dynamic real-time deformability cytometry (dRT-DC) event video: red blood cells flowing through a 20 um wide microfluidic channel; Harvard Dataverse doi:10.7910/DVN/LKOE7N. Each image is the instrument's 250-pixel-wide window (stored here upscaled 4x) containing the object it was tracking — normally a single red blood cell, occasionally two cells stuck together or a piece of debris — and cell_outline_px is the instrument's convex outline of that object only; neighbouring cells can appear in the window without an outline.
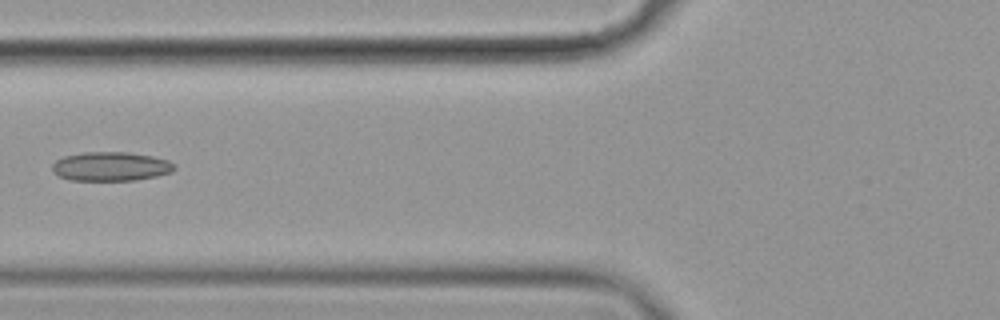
{"species": "common noctule bat (a hibernating species)", "species_latin": "Nyctalus noctula", "temperature_condition": "cold", "stored_images_in_passage": 9, "camera_frame_rate_fps": 3000, "um_per_image_px": 0.085, "animal": {"sex": "female", "body_mass_g": 19.9}, "frame": {"image": 1, "passage_image": 7, "time_ms": 2.0, "image_size_px": [1000, 320], "cell_outline_px": [[176, 168], [172, 172], [156, 176], [136, 180], [68, 180], [52, 172], [52, 164], [56, 160], [64, 156], [84, 152], [128, 152], [152, 156], [168, 160], [176, 164]], "centroid_in_image_um": [9.43, 14.14], "position_along_channel_um": 116.4, "area_um2": 20.81}}
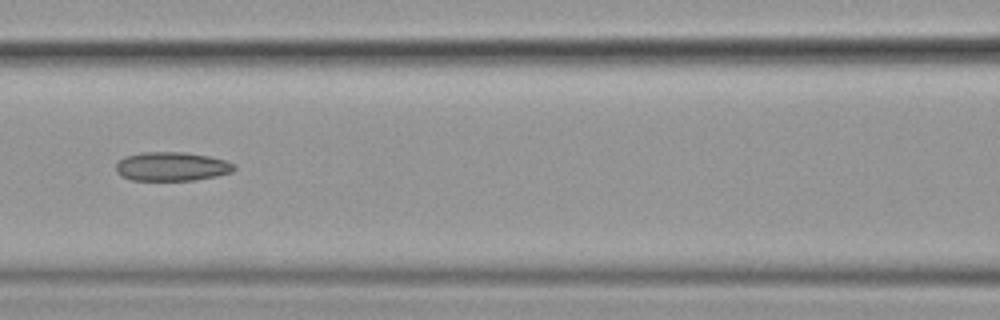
{"frame": {"image": 2, "passage_image": 8, "time_ms": 2.333, "image_size_px": [1000, 320], "cell_outline_px": [[236, 168], [232, 172], [216, 176], [196, 180], [132, 180], [120, 176], [116, 172], [116, 164], [124, 156], [144, 152], [184, 152], [208, 156], [224, 160], [236, 164]], "centroid_in_image_um": [14.6, 14.15], "position_along_channel_um": 152.0, "area_um2": 20.0}}
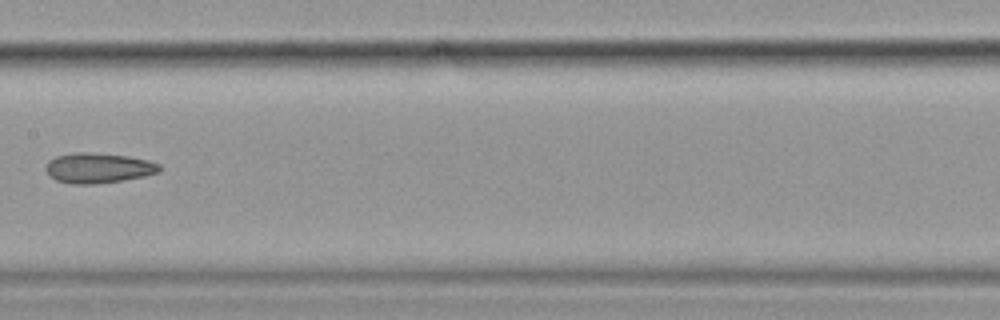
{"frame": {"image": 3, "passage_image": 9, "time_ms": 2.667, "image_size_px": [1000, 320], "cell_outline_px": [[160, 172], [144, 176], [120, 180], [92, 184], [72, 184], [56, 180], [48, 176], [44, 168], [48, 160], [56, 156], [76, 152], [92, 152], [128, 156], [148, 160], [160, 164]], "centroid_in_image_um": [8.31, 14.27], "position_along_channel_um": 199.1, "area_um2": 20.06}}